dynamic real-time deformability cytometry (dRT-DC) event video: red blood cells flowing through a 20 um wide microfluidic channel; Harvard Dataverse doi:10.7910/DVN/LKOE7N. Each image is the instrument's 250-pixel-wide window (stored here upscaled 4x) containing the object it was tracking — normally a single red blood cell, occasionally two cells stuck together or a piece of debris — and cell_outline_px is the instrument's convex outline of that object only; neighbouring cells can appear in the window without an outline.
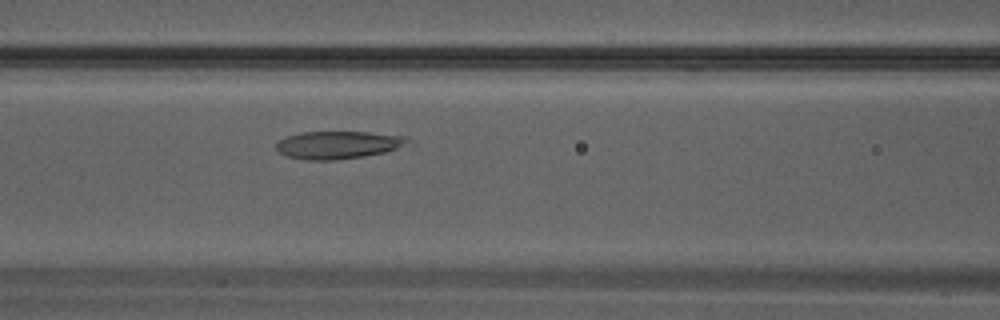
{"species": "Egyptian fruit bat (a non-hibernating species)", "species_latin": "Rousettus aegyptiacus", "temperature_condition": "warm", "stored_images_in_passage": 30, "camera_frame_rate_fps": 3000, "um_per_image_px": 0.085, "animal": {"sex": "male"}, "frame": {"image": 1, "passage_image": 11, "time_ms": 3.333, "image_size_px": [1000, 320], "cell_outline_px": [[412, 152], [336, 160], [304, 160], [288, 156], [280, 152], [276, 148], [276, 144], [280, 140], [288, 136], [304, 132], [368, 132], [404, 136], [408, 140], [412, 148]], "centroid_in_image_um": [29.06, 12.36], "position_along_channel_um": 137.5, "area_um2": 22.54}}
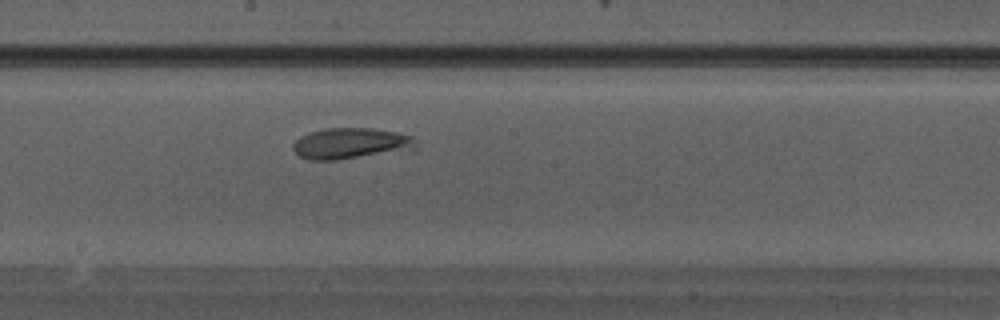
{"frame": {"image": 2, "passage_image": 15, "time_ms": 4.667, "image_size_px": [1000, 320], "cell_outline_px": [[416, 152], [336, 160], [308, 160], [300, 156], [292, 148], [292, 144], [300, 136], [308, 132], [324, 128], [372, 128], [400, 132], [412, 136], [416, 140]], "centroid_in_image_um": [29.94, 12.21], "position_along_channel_um": 218.3, "area_um2": 23.29}}
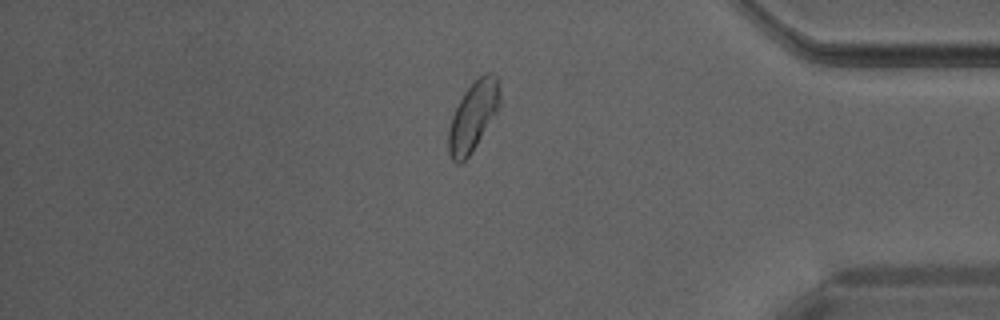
{"frame": {"image": 3, "passage_image": 25, "time_ms": 8.0, "image_size_px": [1000, 320], "cell_outline_px": [[500, 104], [472, 152], [460, 164], [456, 164], [452, 160], [448, 152], [448, 132], [452, 116], [464, 92], [484, 72], [492, 72], [496, 76], [500, 84]], "centroid_in_image_um": [40.21, 9.87], "position_along_channel_um": 395.0, "area_um2": 20.46}}